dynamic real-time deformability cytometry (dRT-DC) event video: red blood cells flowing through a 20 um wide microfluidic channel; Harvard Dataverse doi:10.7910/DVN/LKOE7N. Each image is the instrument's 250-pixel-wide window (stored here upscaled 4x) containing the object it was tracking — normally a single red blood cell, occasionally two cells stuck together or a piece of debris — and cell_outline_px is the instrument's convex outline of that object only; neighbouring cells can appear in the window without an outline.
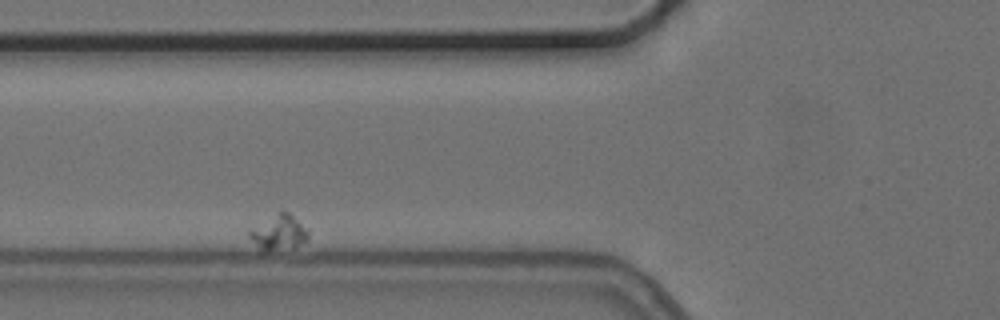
{"species": "common noctule bat (a hibernating species)", "species_latin": "Nyctalus noctula", "temperature_condition": "cold", "stored_images_in_passage": 15, "segment_of_instrument_passage": [2, 2], "camera_frame_rate_fps": 3000, "um_per_image_px": 0.085, "animal": {"sex": "female", "body_mass_g": 24.6, "forearm_length_mm": 56.2}, "frame": {"image": 1, "passage_image": 3, "time_ms": 2.667, "image_size_px": [1000, 320], "cell_outline_px": [[308, 240], [292, 248], [268, 252], [260, 252], [248, 236], [248, 232], [280, 212], [288, 212], [308, 232]], "centroid_in_image_um": [23.67, 19.86], "position_along_channel_um": 102.1, "area_um2": 11.62}}
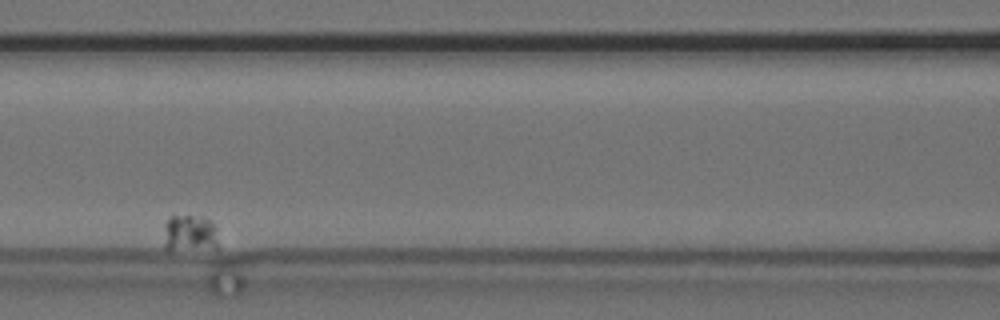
{"frame": {"image": 2, "passage_image": 5, "time_ms": 5.0, "image_size_px": [1000, 320], "cell_outline_px": [[220, 248], [164, 248], [164, 224], [168, 216], [204, 216], [216, 224], [220, 244]], "centroid_in_image_um": [16.2, 19.79], "position_along_channel_um": 150.4, "area_um2": 11.96}}
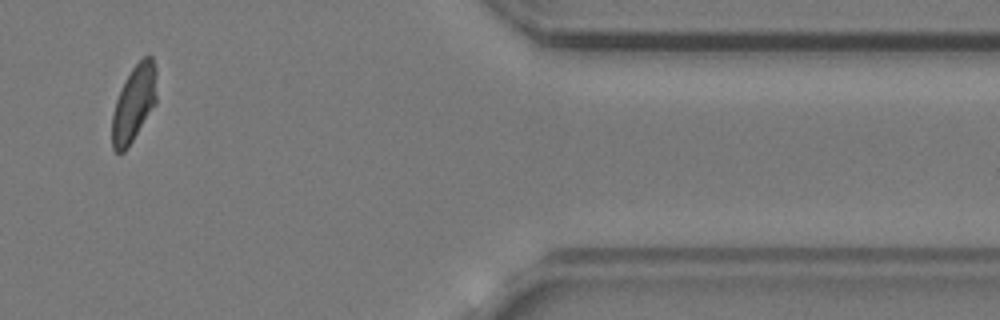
{"frame": {"image": 3, "passage_image": 13, "time_ms": 15.333, "image_size_px": [1000, 320], "cell_outline_px": [[156, 104], [128, 148], [124, 152], [116, 152], [112, 148], [112, 112], [116, 100], [132, 68], [144, 56], [152, 56], [156, 68]], "centroid_in_image_um": [11.39, 8.82], "position_along_channel_um": 400.0, "area_um2": 19.77}}